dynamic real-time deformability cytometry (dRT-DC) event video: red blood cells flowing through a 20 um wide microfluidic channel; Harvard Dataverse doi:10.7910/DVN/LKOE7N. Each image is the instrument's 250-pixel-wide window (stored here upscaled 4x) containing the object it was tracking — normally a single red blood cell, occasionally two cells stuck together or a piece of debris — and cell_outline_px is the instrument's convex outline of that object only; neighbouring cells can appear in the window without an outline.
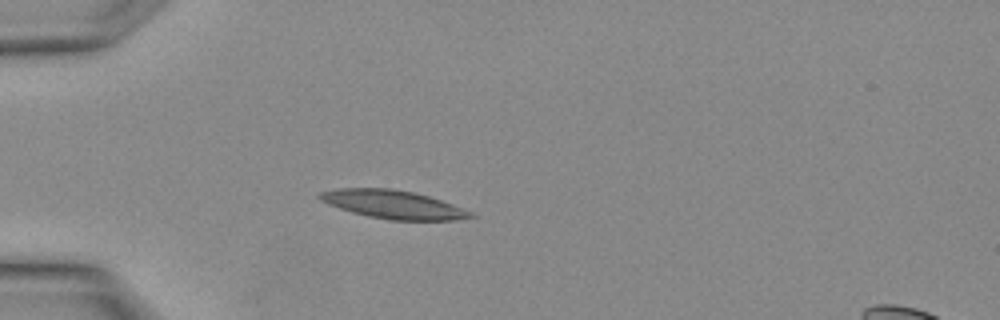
{"species": "Egyptian fruit bat (a non-hibernating species)", "species_latin": "Rousettus aegyptiacus", "temperature_condition": "warm", "stored_images_in_passage": 12, "camera_frame_rate_fps": 3000, "um_per_image_px": 0.085, "animal": {"sex": "female"}, "frame": {"image": 1, "passage_image": 9, "time_ms": 2.667, "image_size_px": [1000, 320], "cell_outline_px": [[476, 216], [456, 220], [388, 220], [368, 216], [352, 212], [328, 204], [320, 200], [316, 196], [320, 192], [340, 188], [388, 188], [412, 192], [428, 196], [452, 204], [472, 212]], "centroid_in_image_um": [33.39, 17.38], "position_along_channel_um": 51.6, "area_um2": 24.74}}
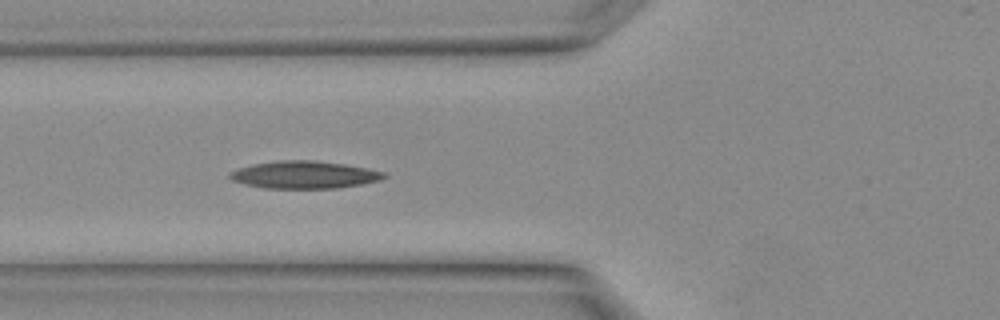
{"frame": {"image": 2, "passage_image": 12, "time_ms": 3.667, "image_size_px": [1000, 320], "cell_outline_px": [[388, 176], [380, 180], [360, 184], [336, 188], [264, 188], [244, 184], [232, 180], [228, 176], [228, 172], [252, 164], [280, 160], [316, 160], [344, 164], [368, 168], [384, 172]], "centroid_in_image_um": [25.85, 14.85], "position_along_channel_um": 99.9, "area_um2": 24.68}}